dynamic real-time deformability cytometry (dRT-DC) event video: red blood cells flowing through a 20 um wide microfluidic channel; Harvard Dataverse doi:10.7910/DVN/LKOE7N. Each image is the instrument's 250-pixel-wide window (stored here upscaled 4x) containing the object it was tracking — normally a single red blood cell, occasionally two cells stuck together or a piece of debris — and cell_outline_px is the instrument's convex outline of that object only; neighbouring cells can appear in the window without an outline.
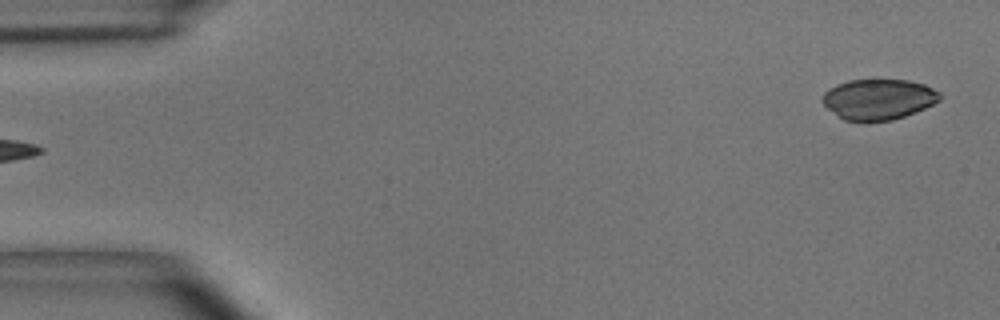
{"species": "common noctule bat (a hibernating species)", "species_latin": "Nyctalus noctula", "temperature_condition": "room temperature", "stored_images_in_passage": 5, "segment_of_instrument_passage": [2, 2], "camera_frame_rate_fps": 3000, "um_per_image_px": 0.085, "animal": {"sex": "male", "body_mass_g": 15.6}, "frame": {"image": 1, "passage_image": 5, "time_ms": 1.333, "image_size_px": [1000, 320], "cell_outline_px": [[940, 100], [924, 108], [904, 116], [892, 120], [868, 124], [844, 120], [828, 108], [820, 100], [824, 92], [828, 88], [836, 84], [848, 80], [908, 80], [924, 84], [940, 92]], "centroid_in_image_um": [74.62, 8.46], "position_along_channel_um": 10.4, "area_um2": 28.15}}